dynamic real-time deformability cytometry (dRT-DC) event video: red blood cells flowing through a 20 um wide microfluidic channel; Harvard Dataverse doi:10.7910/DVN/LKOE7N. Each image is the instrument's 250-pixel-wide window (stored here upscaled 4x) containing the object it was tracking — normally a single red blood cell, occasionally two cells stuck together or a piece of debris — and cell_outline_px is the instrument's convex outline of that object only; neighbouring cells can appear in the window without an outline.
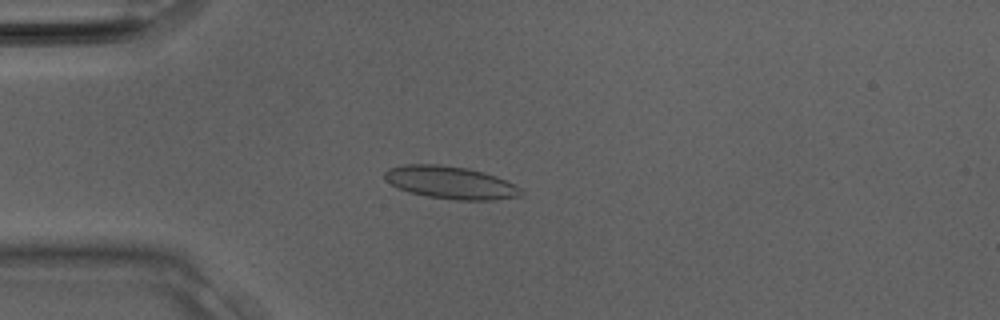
{"species": "Egyptian fruit bat (a non-hibernating species)", "species_latin": "Rousettus aegyptiacus", "temperature_condition": "room temperature", "stored_images_in_passage": 17, "camera_frame_rate_fps": 3000, "um_per_image_px": 0.085, "animal": {"sex": "male"}, "frame": {"image": 1, "passage_image": 8, "time_ms": 2.333, "image_size_px": [1000, 320], "cell_outline_px": [[524, 196], [492, 200], [456, 200], [428, 196], [408, 192], [384, 180], [384, 172], [388, 168], [404, 164], [440, 164], [468, 168], [484, 172], [496, 176], [520, 188], [524, 192]], "centroid_in_image_um": [38.29, 15.51], "position_along_channel_um": 46.7, "area_um2": 26.01}}